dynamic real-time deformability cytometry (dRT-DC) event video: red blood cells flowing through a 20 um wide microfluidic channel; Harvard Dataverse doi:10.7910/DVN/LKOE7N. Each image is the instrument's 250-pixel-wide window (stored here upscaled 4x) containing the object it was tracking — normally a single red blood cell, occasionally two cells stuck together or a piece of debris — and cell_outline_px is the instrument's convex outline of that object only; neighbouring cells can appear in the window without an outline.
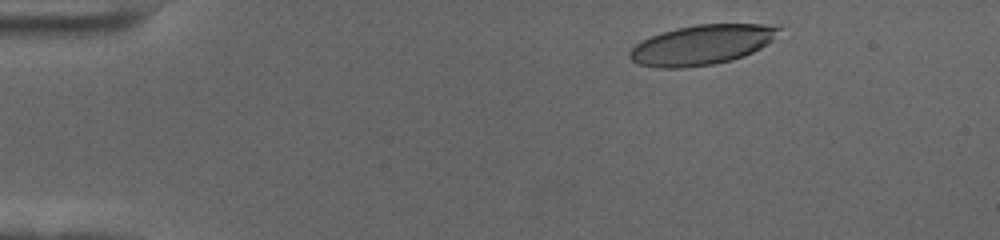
{"species": "human", "species_latin": "Homo sapiens", "temperature_condition": "cold", "stored_images_in_passage": 53, "camera_frame_rate_fps": 3000, "um_per_image_px": 0.085, "donor": {"sex": "female"}, "frame": {"image": 1, "passage_image": 4, "time_ms": 1.0, "image_size_px": [1000, 240], "cell_outline_px": [[784, 28], [768, 44], [744, 56], [732, 60], [712, 64], [684, 68], [656, 68], [636, 64], [628, 56], [628, 52], [636, 44], [652, 36], [676, 28], [696, 24], [764, 24]], "centroid_in_image_um": [59.66, 3.82], "position_along_channel_um": 25.3, "area_um2": 34.68}}
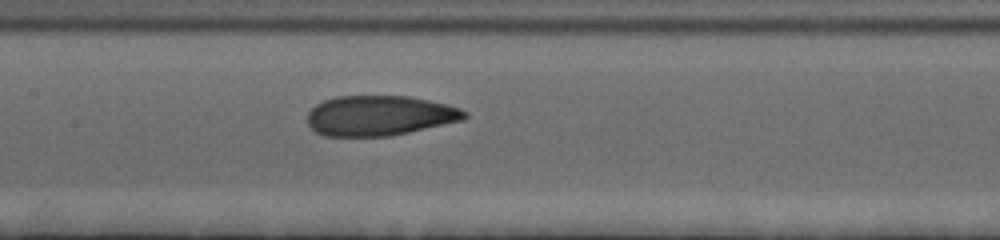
{"frame": {"image": 2, "passage_image": 24, "time_ms": 7.667, "image_size_px": [1000, 240], "cell_outline_px": [[468, 116], [464, 120], [392, 136], [324, 136], [316, 132], [308, 124], [308, 112], [316, 104], [324, 100], [336, 96], [408, 96], [448, 104], [460, 108], [468, 112]], "centroid_in_image_um": [32.29, 9.83], "position_along_channel_um": 175.1, "area_um2": 36.93}}
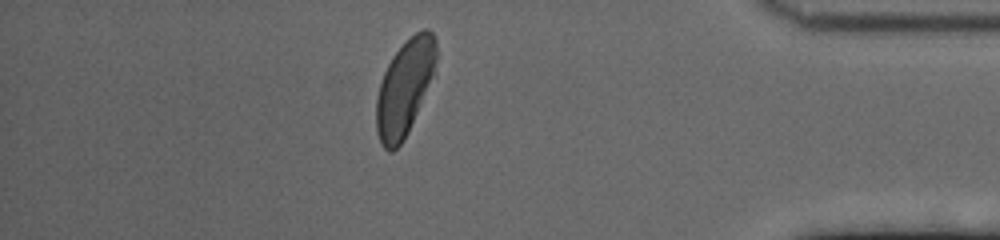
{"frame": {"image": 3, "passage_image": 46, "time_ms": 15.0, "image_size_px": [1000, 240], "cell_outline_px": [[436, 76], [404, 140], [392, 152], [388, 152], [380, 144], [376, 132], [376, 96], [384, 72], [392, 56], [416, 32], [424, 28], [428, 28], [432, 32], [436, 40]], "centroid_in_image_um": [34.42, 7.49], "position_along_channel_um": 400.8, "area_um2": 33.93}, "authors_computed_cell_mechanics": {"area_um2": 36.3562, "velocity_mm_per_s": 3.5147, "shape_relaxation_time_tau1_ms": 3.1699, "shape_relaxation_time_tau2_ms": 1.3917, "deformation_change_tau1": 0.1779, "deformation_change_tau2": 0.0738}}